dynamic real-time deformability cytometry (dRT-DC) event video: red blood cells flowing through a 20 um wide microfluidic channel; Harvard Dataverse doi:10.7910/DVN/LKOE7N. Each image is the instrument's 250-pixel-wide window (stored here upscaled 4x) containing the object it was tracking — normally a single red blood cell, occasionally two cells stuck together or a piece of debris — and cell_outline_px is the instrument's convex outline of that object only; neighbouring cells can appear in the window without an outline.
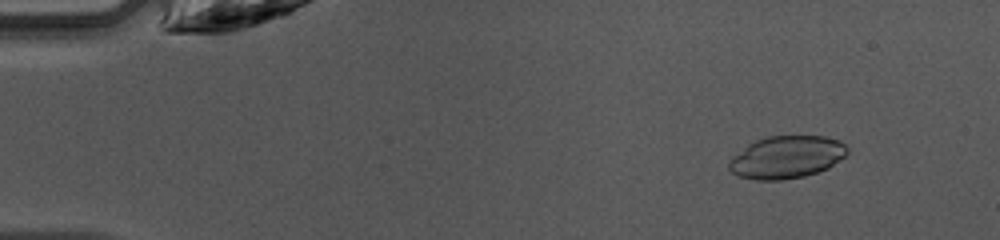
{"species": "common noctule bat (a hibernating species)", "species_latin": "Nyctalus noctula", "temperature_condition": "warm", "stored_images_in_passage": 47, "camera_frame_rate_fps": 3000, "um_per_image_px": 0.085, "animal": {"sex": "female", "body_mass_g": 10.0, "forearm_length_mm": 53.1}, "frame": {"image": 1, "passage_image": 5, "time_ms": 1.333, "image_size_px": [1000, 240], "cell_outline_px": [[848, 152], [844, 156], [828, 168], [804, 176], [784, 180], [756, 180], [740, 176], [732, 172], [728, 168], [728, 160], [732, 156], [748, 144], [756, 140], [768, 136], [824, 136], [840, 140], [848, 148]], "centroid_in_image_um": [66.84, 13.35], "position_along_channel_um": 18.2, "area_um2": 29.3}}
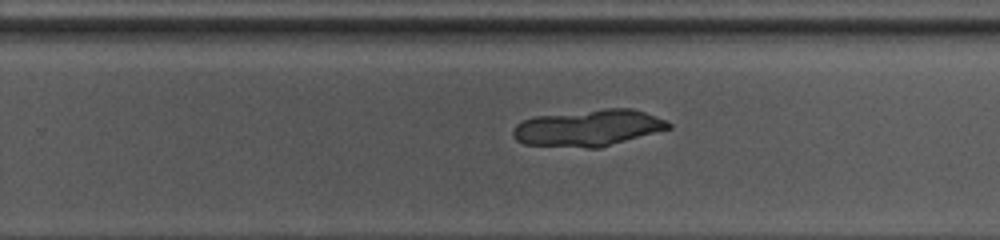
{"frame": {"image": 2, "passage_image": 30, "time_ms": 9.667, "image_size_px": [1000, 240], "cell_outline_px": [[672, 128], [600, 148], [588, 148], [524, 144], [516, 140], [512, 136], [512, 128], [516, 124], [524, 120], [536, 116], [604, 108], [632, 108], [644, 112], [664, 120], [672, 124]], "centroid_in_image_um": [50.0, 10.88], "position_along_channel_um": 279.8, "area_um2": 33.18}}
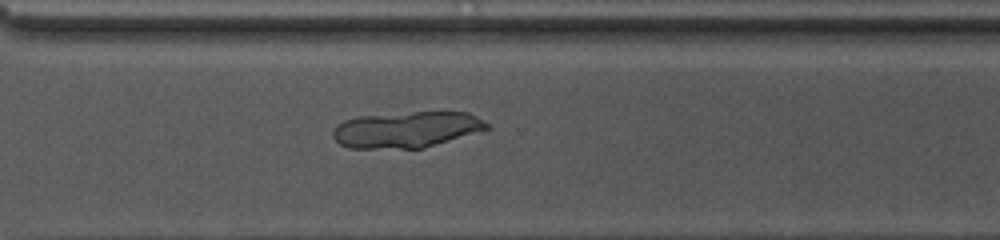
{"frame": {"image": 3, "passage_image": 34, "time_ms": 11.0, "image_size_px": [1000, 240], "cell_outline_px": [[492, 128], [424, 148], [348, 148], [340, 144], [332, 136], [332, 132], [336, 124], [344, 120], [360, 116], [412, 112], [468, 112], [484, 120]], "centroid_in_image_um": [34.56, 11.01], "position_along_channel_um": 336.0, "area_um2": 32.48}}